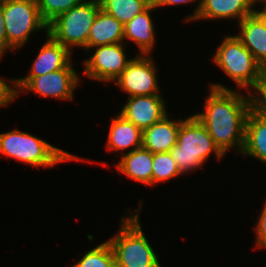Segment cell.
I'll use <instances>...</instances> for the list:
<instances>
[{
    "label": "cell",
    "mask_w": 266,
    "mask_h": 267,
    "mask_svg": "<svg viewBox=\"0 0 266 267\" xmlns=\"http://www.w3.org/2000/svg\"><path fill=\"white\" fill-rule=\"evenodd\" d=\"M209 87L210 94L205 100L204 112L194 115L206 127L224 155L235 147L242 153L246 119L251 109L249 92L243 96L220 83L210 84Z\"/></svg>",
    "instance_id": "6da1fadb"
},
{
    "label": "cell",
    "mask_w": 266,
    "mask_h": 267,
    "mask_svg": "<svg viewBox=\"0 0 266 267\" xmlns=\"http://www.w3.org/2000/svg\"><path fill=\"white\" fill-rule=\"evenodd\" d=\"M0 154L35 167H53L66 161L81 159L41 138L13 129L0 134Z\"/></svg>",
    "instance_id": "7a4b0ae2"
},
{
    "label": "cell",
    "mask_w": 266,
    "mask_h": 267,
    "mask_svg": "<svg viewBox=\"0 0 266 267\" xmlns=\"http://www.w3.org/2000/svg\"><path fill=\"white\" fill-rule=\"evenodd\" d=\"M169 152L181 173L201 167L211 153L215 154L218 160L224 156L195 115L181 122L177 144Z\"/></svg>",
    "instance_id": "3957f363"
},
{
    "label": "cell",
    "mask_w": 266,
    "mask_h": 267,
    "mask_svg": "<svg viewBox=\"0 0 266 267\" xmlns=\"http://www.w3.org/2000/svg\"><path fill=\"white\" fill-rule=\"evenodd\" d=\"M120 230L107 240L117 267H161L139 223V214L122 217Z\"/></svg>",
    "instance_id": "277c9868"
},
{
    "label": "cell",
    "mask_w": 266,
    "mask_h": 267,
    "mask_svg": "<svg viewBox=\"0 0 266 267\" xmlns=\"http://www.w3.org/2000/svg\"><path fill=\"white\" fill-rule=\"evenodd\" d=\"M100 9L99 0H84L50 22L48 34L70 52L73 47H82L87 52L90 28Z\"/></svg>",
    "instance_id": "5b68a950"
},
{
    "label": "cell",
    "mask_w": 266,
    "mask_h": 267,
    "mask_svg": "<svg viewBox=\"0 0 266 267\" xmlns=\"http://www.w3.org/2000/svg\"><path fill=\"white\" fill-rule=\"evenodd\" d=\"M212 58L238 88H254L266 72L236 36H226Z\"/></svg>",
    "instance_id": "8992f818"
},
{
    "label": "cell",
    "mask_w": 266,
    "mask_h": 267,
    "mask_svg": "<svg viewBox=\"0 0 266 267\" xmlns=\"http://www.w3.org/2000/svg\"><path fill=\"white\" fill-rule=\"evenodd\" d=\"M3 16L9 50L24 46L36 30L44 29L48 34V24L42 19L36 3L3 0Z\"/></svg>",
    "instance_id": "52a82bcc"
},
{
    "label": "cell",
    "mask_w": 266,
    "mask_h": 267,
    "mask_svg": "<svg viewBox=\"0 0 266 267\" xmlns=\"http://www.w3.org/2000/svg\"><path fill=\"white\" fill-rule=\"evenodd\" d=\"M71 63L65 68L41 76H26L10 80L14 87V99L20 95L19 91L24 90L33 91L42 97L72 100L74 89L80 84V79Z\"/></svg>",
    "instance_id": "ba28073f"
},
{
    "label": "cell",
    "mask_w": 266,
    "mask_h": 267,
    "mask_svg": "<svg viewBox=\"0 0 266 267\" xmlns=\"http://www.w3.org/2000/svg\"><path fill=\"white\" fill-rule=\"evenodd\" d=\"M156 69L149 54H140L129 61L113 82L129 94V97L159 94Z\"/></svg>",
    "instance_id": "9c48e42d"
},
{
    "label": "cell",
    "mask_w": 266,
    "mask_h": 267,
    "mask_svg": "<svg viewBox=\"0 0 266 267\" xmlns=\"http://www.w3.org/2000/svg\"><path fill=\"white\" fill-rule=\"evenodd\" d=\"M124 43L95 47L93 55L83 61L86 76L105 83L115 81L131 60L126 58Z\"/></svg>",
    "instance_id": "30bf717a"
},
{
    "label": "cell",
    "mask_w": 266,
    "mask_h": 267,
    "mask_svg": "<svg viewBox=\"0 0 266 267\" xmlns=\"http://www.w3.org/2000/svg\"><path fill=\"white\" fill-rule=\"evenodd\" d=\"M164 101L160 94L128 97L119 114L143 131L167 115Z\"/></svg>",
    "instance_id": "8fae6325"
},
{
    "label": "cell",
    "mask_w": 266,
    "mask_h": 267,
    "mask_svg": "<svg viewBox=\"0 0 266 267\" xmlns=\"http://www.w3.org/2000/svg\"><path fill=\"white\" fill-rule=\"evenodd\" d=\"M254 5V0H202L194 20L231 18L240 23L254 13Z\"/></svg>",
    "instance_id": "7c38bea8"
},
{
    "label": "cell",
    "mask_w": 266,
    "mask_h": 267,
    "mask_svg": "<svg viewBox=\"0 0 266 267\" xmlns=\"http://www.w3.org/2000/svg\"><path fill=\"white\" fill-rule=\"evenodd\" d=\"M167 114L160 121L143 130L142 147L151 153L169 152L176 144L180 124L183 121H171Z\"/></svg>",
    "instance_id": "4fadbf2b"
},
{
    "label": "cell",
    "mask_w": 266,
    "mask_h": 267,
    "mask_svg": "<svg viewBox=\"0 0 266 267\" xmlns=\"http://www.w3.org/2000/svg\"><path fill=\"white\" fill-rule=\"evenodd\" d=\"M238 26L240 33L236 37L266 71V21L253 13L246 16Z\"/></svg>",
    "instance_id": "5bb4252c"
},
{
    "label": "cell",
    "mask_w": 266,
    "mask_h": 267,
    "mask_svg": "<svg viewBox=\"0 0 266 267\" xmlns=\"http://www.w3.org/2000/svg\"><path fill=\"white\" fill-rule=\"evenodd\" d=\"M153 157L154 154L143 147L127 151L117 162L116 171L118 174L122 172L131 180L152 186Z\"/></svg>",
    "instance_id": "9a60e30c"
},
{
    "label": "cell",
    "mask_w": 266,
    "mask_h": 267,
    "mask_svg": "<svg viewBox=\"0 0 266 267\" xmlns=\"http://www.w3.org/2000/svg\"><path fill=\"white\" fill-rule=\"evenodd\" d=\"M47 41L34 60L27 76H41L65 68L71 60V52L47 34Z\"/></svg>",
    "instance_id": "2e32d148"
},
{
    "label": "cell",
    "mask_w": 266,
    "mask_h": 267,
    "mask_svg": "<svg viewBox=\"0 0 266 267\" xmlns=\"http://www.w3.org/2000/svg\"><path fill=\"white\" fill-rule=\"evenodd\" d=\"M143 131L132 122L118 114L112 119L107 137V149L109 151H120L121 153L129 147L132 150L142 147Z\"/></svg>",
    "instance_id": "e0dca14e"
},
{
    "label": "cell",
    "mask_w": 266,
    "mask_h": 267,
    "mask_svg": "<svg viewBox=\"0 0 266 267\" xmlns=\"http://www.w3.org/2000/svg\"><path fill=\"white\" fill-rule=\"evenodd\" d=\"M124 25L102 9L97 13L87 40V51L108 44L123 43Z\"/></svg>",
    "instance_id": "ac0fdd59"
},
{
    "label": "cell",
    "mask_w": 266,
    "mask_h": 267,
    "mask_svg": "<svg viewBox=\"0 0 266 267\" xmlns=\"http://www.w3.org/2000/svg\"><path fill=\"white\" fill-rule=\"evenodd\" d=\"M156 7L148 6L124 25V41L136 43L140 54H150L155 43V27L150 13Z\"/></svg>",
    "instance_id": "d6986e66"
},
{
    "label": "cell",
    "mask_w": 266,
    "mask_h": 267,
    "mask_svg": "<svg viewBox=\"0 0 266 267\" xmlns=\"http://www.w3.org/2000/svg\"><path fill=\"white\" fill-rule=\"evenodd\" d=\"M258 159L266 165V118L250 109L245 125V141L242 153Z\"/></svg>",
    "instance_id": "ffe728a7"
},
{
    "label": "cell",
    "mask_w": 266,
    "mask_h": 267,
    "mask_svg": "<svg viewBox=\"0 0 266 267\" xmlns=\"http://www.w3.org/2000/svg\"><path fill=\"white\" fill-rule=\"evenodd\" d=\"M101 9L125 25L148 5L144 0H99Z\"/></svg>",
    "instance_id": "44dd1931"
},
{
    "label": "cell",
    "mask_w": 266,
    "mask_h": 267,
    "mask_svg": "<svg viewBox=\"0 0 266 267\" xmlns=\"http://www.w3.org/2000/svg\"><path fill=\"white\" fill-rule=\"evenodd\" d=\"M71 267H117L111 245L108 241L97 245L86 252L79 261Z\"/></svg>",
    "instance_id": "7402d4cb"
},
{
    "label": "cell",
    "mask_w": 266,
    "mask_h": 267,
    "mask_svg": "<svg viewBox=\"0 0 266 267\" xmlns=\"http://www.w3.org/2000/svg\"><path fill=\"white\" fill-rule=\"evenodd\" d=\"M170 152L155 153L153 157L152 185L181 175Z\"/></svg>",
    "instance_id": "603a6c76"
},
{
    "label": "cell",
    "mask_w": 266,
    "mask_h": 267,
    "mask_svg": "<svg viewBox=\"0 0 266 267\" xmlns=\"http://www.w3.org/2000/svg\"><path fill=\"white\" fill-rule=\"evenodd\" d=\"M84 0H39L37 3L42 19L49 24L60 14L69 11Z\"/></svg>",
    "instance_id": "cb8c5ba5"
},
{
    "label": "cell",
    "mask_w": 266,
    "mask_h": 267,
    "mask_svg": "<svg viewBox=\"0 0 266 267\" xmlns=\"http://www.w3.org/2000/svg\"><path fill=\"white\" fill-rule=\"evenodd\" d=\"M250 92L251 109L259 116L266 118V72ZM253 94V95H252ZM257 94V95H256ZM256 95V96H255Z\"/></svg>",
    "instance_id": "d4e9b609"
},
{
    "label": "cell",
    "mask_w": 266,
    "mask_h": 267,
    "mask_svg": "<svg viewBox=\"0 0 266 267\" xmlns=\"http://www.w3.org/2000/svg\"><path fill=\"white\" fill-rule=\"evenodd\" d=\"M255 230L256 245L258 246L266 238V201L261 211Z\"/></svg>",
    "instance_id": "484cf974"
},
{
    "label": "cell",
    "mask_w": 266,
    "mask_h": 267,
    "mask_svg": "<svg viewBox=\"0 0 266 267\" xmlns=\"http://www.w3.org/2000/svg\"><path fill=\"white\" fill-rule=\"evenodd\" d=\"M14 101L13 87L0 78V107L7 106Z\"/></svg>",
    "instance_id": "4316f807"
},
{
    "label": "cell",
    "mask_w": 266,
    "mask_h": 267,
    "mask_svg": "<svg viewBox=\"0 0 266 267\" xmlns=\"http://www.w3.org/2000/svg\"><path fill=\"white\" fill-rule=\"evenodd\" d=\"M7 50V34L3 16V0H0V58Z\"/></svg>",
    "instance_id": "83f0119b"
},
{
    "label": "cell",
    "mask_w": 266,
    "mask_h": 267,
    "mask_svg": "<svg viewBox=\"0 0 266 267\" xmlns=\"http://www.w3.org/2000/svg\"><path fill=\"white\" fill-rule=\"evenodd\" d=\"M193 1L195 0H162V2L160 3L158 7L167 6V5L171 6V5L185 4V3H191V2L193 3ZM201 3H202V0H199L197 4L198 6L194 9L193 15H189L187 16V18L185 17V20L193 21L195 19Z\"/></svg>",
    "instance_id": "f1b7e54d"
},
{
    "label": "cell",
    "mask_w": 266,
    "mask_h": 267,
    "mask_svg": "<svg viewBox=\"0 0 266 267\" xmlns=\"http://www.w3.org/2000/svg\"><path fill=\"white\" fill-rule=\"evenodd\" d=\"M258 2L264 3V9L258 11L254 10V13L262 20L266 21V0H254V4H257Z\"/></svg>",
    "instance_id": "f546056e"
},
{
    "label": "cell",
    "mask_w": 266,
    "mask_h": 267,
    "mask_svg": "<svg viewBox=\"0 0 266 267\" xmlns=\"http://www.w3.org/2000/svg\"><path fill=\"white\" fill-rule=\"evenodd\" d=\"M144 1L148 6L156 7V8H158L160 3L162 2V0H144Z\"/></svg>",
    "instance_id": "4dcf8cb0"
},
{
    "label": "cell",
    "mask_w": 266,
    "mask_h": 267,
    "mask_svg": "<svg viewBox=\"0 0 266 267\" xmlns=\"http://www.w3.org/2000/svg\"><path fill=\"white\" fill-rule=\"evenodd\" d=\"M261 247L266 249V238L257 246V248Z\"/></svg>",
    "instance_id": "1f68e13d"
},
{
    "label": "cell",
    "mask_w": 266,
    "mask_h": 267,
    "mask_svg": "<svg viewBox=\"0 0 266 267\" xmlns=\"http://www.w3.org/2000/svg\"><path fill=\"white\" fill-rule=\"evenodd\" d=\"M17 1H27V2H31V3H38L39 0H17Z\"/></svg>",
    "instance_id": "d6a6232c"
}]
</instances>
